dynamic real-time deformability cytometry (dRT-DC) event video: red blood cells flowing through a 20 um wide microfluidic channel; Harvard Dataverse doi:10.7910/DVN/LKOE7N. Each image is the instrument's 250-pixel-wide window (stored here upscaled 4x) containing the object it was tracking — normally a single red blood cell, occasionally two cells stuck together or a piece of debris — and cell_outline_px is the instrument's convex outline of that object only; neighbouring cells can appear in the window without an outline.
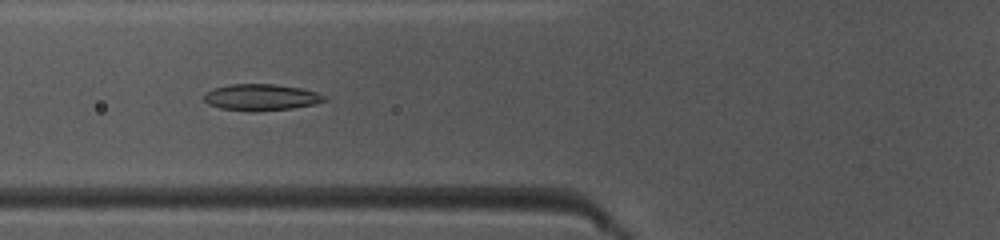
{"species": "common noctule bat (a hibernating species)", "species_latin": "Nyctalus noctula", "temperature_condition": "warm", "stored_images_in_passage": 49, "camera_frame_rate_fps": 3000, "um_per_image_px": 0.085, "animal": {"sex": "female", "body_mass_g": 10.0, "forearm_length_mm": 53.1}, "frame": {"image": 1, "passage_image": 19, "time_ms": 6.0, "image_size_px": [1000, 240], "cell_outline_px": [[328, 100], [316, 104], [292, 108], [252, 112], [220, 108], [208, 104], [204, 100], [204, 96], [212, 88], [228, 84], [276, 84], [300, 88], [316, 92], [328, 96]], "centroid_in_image_um": [22.22, 8.27], "position_along_channel_um": 103.6, "area_um2": 18.73}}
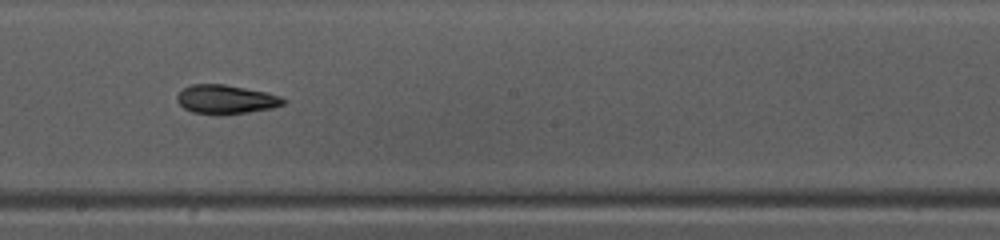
{"frame": {"image": 2, "passage_image": 28, "time_ms": 9.0, "image_size_px": [1000, 240], "cell_outline_px": [[288, 100], [284, 104], [272, 108], [248, 112], [220, 116], [192, 112], [184, 108], [176, 100], [176, 96], [184, 88], [192, 84], [224, 84], [268, 92], [280, 96]], "centroid_in_image_um": [19.22, 8.46], "position_along_channel_um": 229.0, "area_um2": 18.21}}
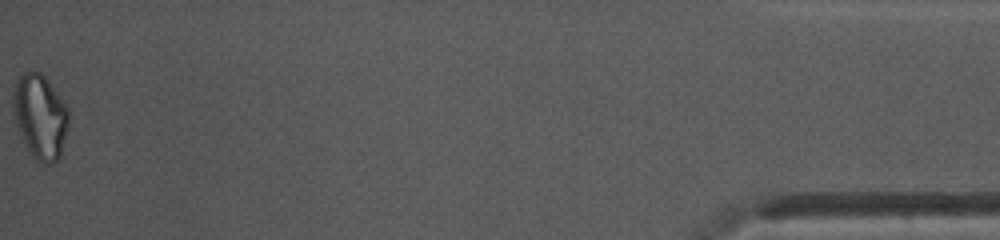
{"frame": {"image": 3, "passage_image": 49, "time_ms": 16.0, "image_size_px": [1000, 240], "cell_outline_px": [[68, 128], [60, 156], [56, 160], [48, 164], [44, 164], [36, 160], [32, 156], [20, 132], [12, 108], [12, 92], [16, 80], [24, 72], [32, 68], [40, 72], [48, 80], [68, 108]], "centroid_in_image_um": [3.41, 9.85], "position_along_channel_um": 431.8, "area_um2": 27.28}, "authors_computed_cell_mechanics": {"area_um2": 18.9006, "velocity_mm_per_s": 4.1562, "shape_relaxation_time_tau1_ms": 7.572, "shape_relaxation_time_tau2_ms": 1.598, "deformation_change_tau1": 0.1832, "deformation_change_tau2": 0.0689}}